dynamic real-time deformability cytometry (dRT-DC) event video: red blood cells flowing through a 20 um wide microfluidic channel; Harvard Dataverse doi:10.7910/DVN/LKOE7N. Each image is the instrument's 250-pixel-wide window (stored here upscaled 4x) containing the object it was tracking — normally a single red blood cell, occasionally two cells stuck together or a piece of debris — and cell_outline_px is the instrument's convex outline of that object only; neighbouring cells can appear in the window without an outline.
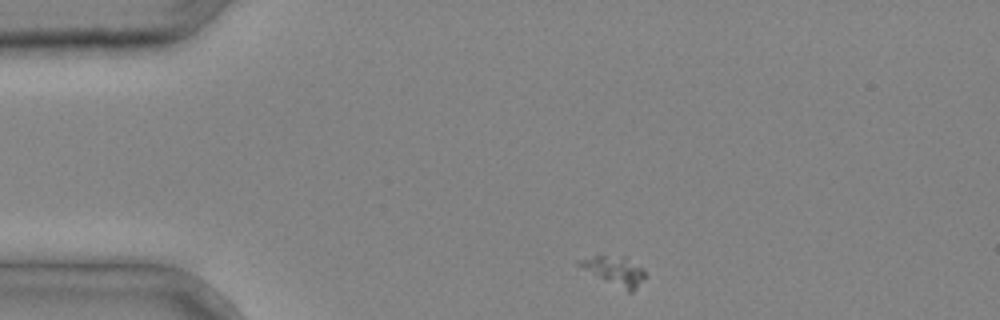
{"species": "common noctule bat (a hibernating species)", "species_latin": "Nyctalus noctula", "temperature_condition": "cold", "stored_images_in_passage": 2, "camera_frame_rate_fps": 3000, "um_per_image_px": 0.085, "animal": {"sex": "male", "body_mass_g": 20.4}, "frame": {"image": 1, "passage_image": 1, "time_ms": 0.0, "image_size_px": [1000, 320], "cell_outline_px": [[648, 276], [632, 292], [628, 292], [604, 280], [576, 264], [576, 260], [600, 252], [624, 256], [644, 268]], "centroid_in_image_um": [52.25, 22.95], "position_along_channel_um": 32.7, "area_um2": 11.73}}